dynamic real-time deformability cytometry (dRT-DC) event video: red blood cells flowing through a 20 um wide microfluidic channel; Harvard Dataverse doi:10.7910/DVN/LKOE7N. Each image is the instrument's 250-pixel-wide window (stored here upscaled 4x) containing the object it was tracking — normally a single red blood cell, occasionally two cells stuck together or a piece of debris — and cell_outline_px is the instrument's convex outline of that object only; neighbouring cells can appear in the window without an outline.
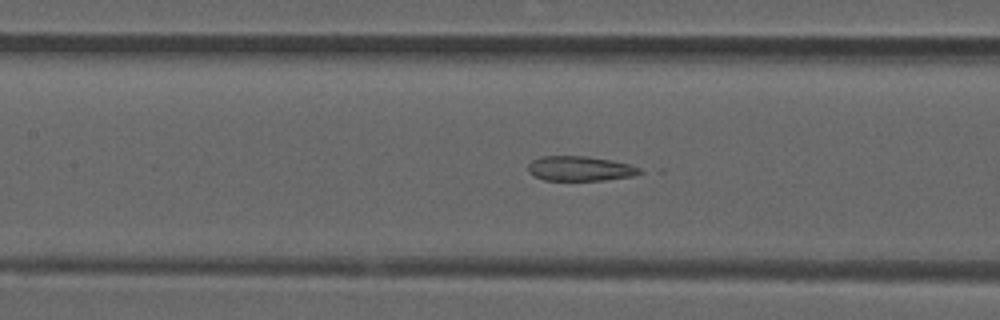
{"species": "common noctule bat (a hibernating species)", "species_latin": "Nyctalus noctula", "temperature_condition": "room temperature", "stored_images_in_passage": 54, "segment_of_instrument_passage": [2, 2], "camera_frame_rate_fps": 3000, "um_per_image_px": 0.085, "animal": {"sex": "male", "forearm_length_mm": 52.5}, "frame": {"image": 1, "passage_image": 24, "time_ms": 7.667, "image_size_px": [1000, 320], "cell_outline_px": [[644, 172], [632, 176], [604, 180], [544, 180], [528, 172], [528, 164], [532, 160], [544, 156], [588, 156], [612, 160], [628, 164], [640, 168]], "centroid_in_image_um": [49.31, 14.32], "position_along_channel_um": 158.1, "area_um2": 16.07}}
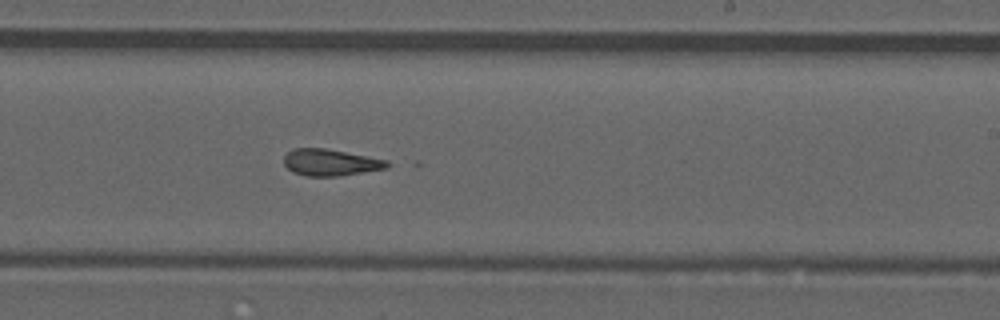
{"frame": {"image": 2, "passage_image": 32, "time_ms": 10.333, "image_size_px": [1000, 320], "cell_outline_px": [[392, 164], [388, 168], [340, 176], [308, 176], [292, 172], [284, 164], [284, 156], [292, 148], [324, 148], [368, 156], [388, 160]], "centroid_in_image_um": [28.11, 13.81], "position_along_channel_um": 260.9, "area_um2": 16.13}}
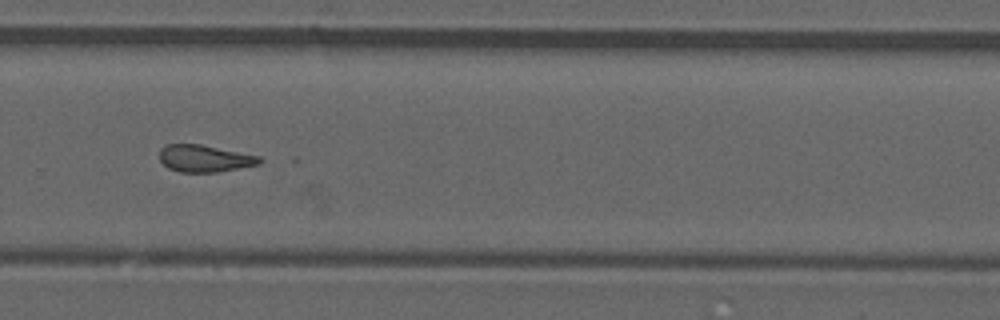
{"frame": {"image": 3, "passage_image": 36, "time_ms": 11.667, "image_size_px": [1000, 320], "cell_outline_px": [[264, 160], [260, 164], [216, 172], [180, 172], [168, 168], [160, 160], [160, 148], [164, 144], [200, 144], [260, 156]], "centroid_in_image_um": [17.39, 13.46], "position_along_channel_um": 312.4, "area_um2": 15.78}}